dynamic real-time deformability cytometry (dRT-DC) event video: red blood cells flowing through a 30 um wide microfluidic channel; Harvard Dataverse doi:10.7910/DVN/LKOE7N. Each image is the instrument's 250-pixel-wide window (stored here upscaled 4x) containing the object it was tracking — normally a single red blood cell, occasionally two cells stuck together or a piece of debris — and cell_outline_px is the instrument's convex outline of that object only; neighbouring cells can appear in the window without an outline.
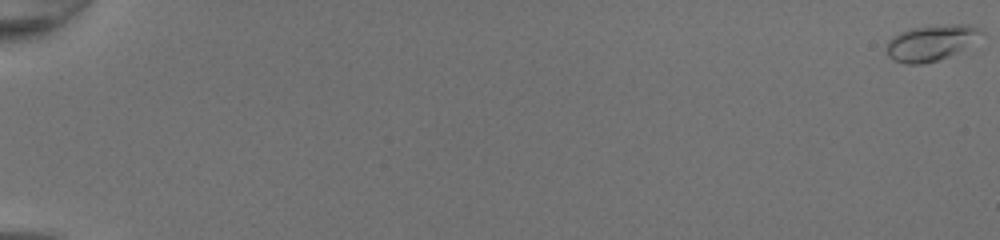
{"species": "common noctule bat (a hibernating species)", "species_latin": "Nyctalus noctula", "temperature_condition": "room temperature", "stored_images_in_passage": 52, "camera_frame_rate_fps": 3000, "um_per_image_px": 0.085, "animal": {"sex": "female", "body_mass_g": 20.0, "forearm_length_mm": 54.0}, "frame": {"image": 1, "passage_image": 1, "time_ms": 0.0, "image_size_px": [1000, 240], "cell_outline_px": [[984, 32], [956, 52], [948, 56], [936, 60], [920, 64], [904, 64], [892, 60], [884, 52], [884, 48], [888, 40], [892, 36], [900, 32], [912, 28], [952, 24], [968, 24], [980, 28]], "centroid_in_image_um": [79.02, 3.64], "position_along_channel_um": 6.0, "area_um2": 19.48}}
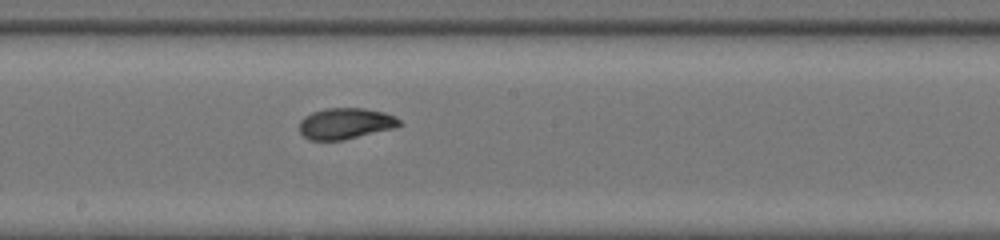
{"frame": {"image": 2, "passage_image": 32, "time_ms": 10.333, "image_size_px": [1000, 240], "cell_outline_px": [[404, 124], [396, 128], [344, 140], [308, 140], [300, 132], [300, 120], [304, 116], [312, 112], [324, 108], [364, 108], [384, 112], [396, 116]], "centroid_in_image_um": [29.4, 10.5], "position_along_channel_um": 218.8, "area_um2": 18.44}}
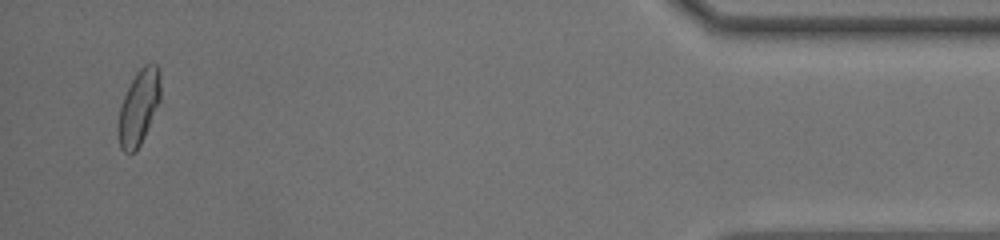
{"frame": {"image": 3, "passage_image": 51, "time_ms": 16.667, "image_size_px": [1000, 240], "cell_outline_px": [[160, 100], [144, 136], [140, 144], [132, 152], [124, 152], [120, 148], [116, 132], [116, 128], [120, 108], [124, 96], [136, 72], [144, 64], [156, 64], [160, 72]], "centroid_in_image_um": [11.77, 9.12], "position_along_channel_um": 423.4, "area_um2": 18.32}, "authors_computed_cell_mechanics": {"area_um2": 18.0625, "velocity_mm_per_s": 4.2686, "shape_relaxation_time_tau1_ms": 3.8283, "shape_relaxation_time_tau2_ms": 0.8772, "deformation_change_tau1": 0.1447, "deformation_change_tau2": 0.0485}}